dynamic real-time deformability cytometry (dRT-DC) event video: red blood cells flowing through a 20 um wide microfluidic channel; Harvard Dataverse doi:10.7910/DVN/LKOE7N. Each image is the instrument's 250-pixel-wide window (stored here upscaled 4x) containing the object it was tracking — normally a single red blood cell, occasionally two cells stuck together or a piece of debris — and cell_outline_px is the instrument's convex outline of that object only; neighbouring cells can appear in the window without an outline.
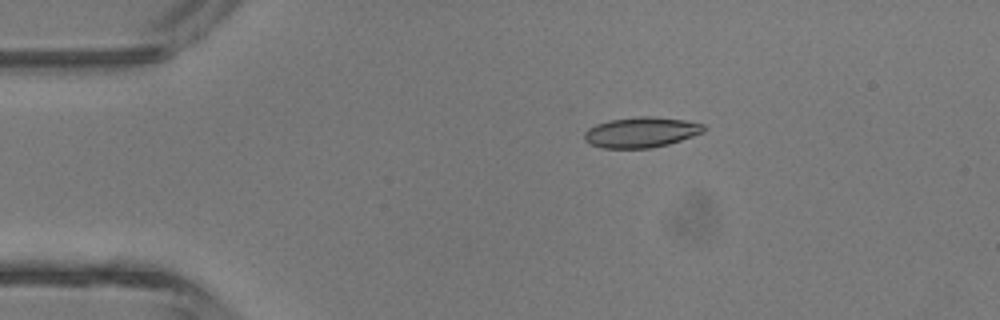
{"species": "common noctule bat (a hibernating species)", "species_latin": "Nyctalus noctula", "temperature_condition": "room temperature", "stored_images_in_passage": 2, "camera_frame_rate_fps": 3000, "um_per_image_px": 0.085, "animal": {"sex": "male", "body_mass_g": 13.3}, "frame": {"image": 1, "passage_image": 1, "time_ms": 0.0, "image_size_px": [1000, 320], "cell_outline_px": [[704, 132], [668, 144], [652, 148], [604, 148], [592, 144], [584, 140], [584, 132], [588, 128], [596, 124], [608, 120], [636, 116], [652, 116], [684, 120], [704, 124]], "centroid_in_image_um": [54.47, 11.23], "position_along_channel_um": 30.5, "area_um2": 21.15}}